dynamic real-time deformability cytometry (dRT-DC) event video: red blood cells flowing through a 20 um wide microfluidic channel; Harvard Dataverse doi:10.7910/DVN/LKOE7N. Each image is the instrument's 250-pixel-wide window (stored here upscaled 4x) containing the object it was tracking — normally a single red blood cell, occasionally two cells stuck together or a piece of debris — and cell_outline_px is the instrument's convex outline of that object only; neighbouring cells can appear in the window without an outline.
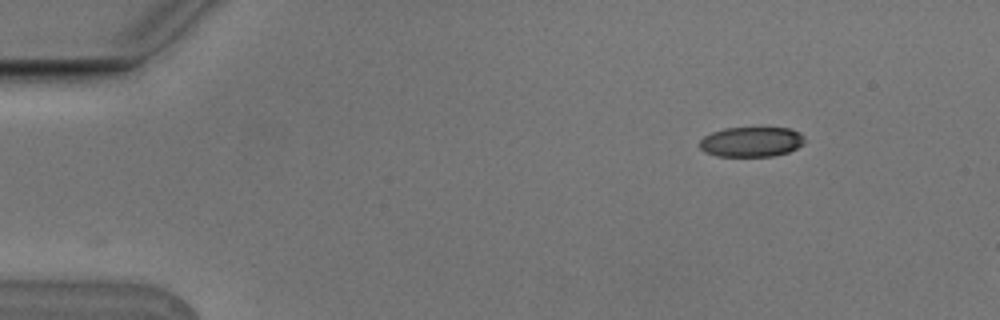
{"species": "Egyptian fruit bat (a non-hibernating species)", "species_latin": "Rousettus aegyptiacus", "temperature_condition": "cold", "stored_images_in_passage": 2, "camera_frame_rate_fps": 3000, "um_per_image_px": 0.085, "animal": {"sex": "male"}, "frame": {"image": 1, "passage_image": 2, "time_ms": 0.333, "image_size_px": [1000, 320], "cell_outline_px": [[804, 144], [788, 152], [772, 156], [716, 156], [704, 152], [700, 148], [700, 140], [704, 136], [712, 132], [724, 128], [792, 128], [800, 132], [804, 136]], "centroid_in_image_um": [63.87, 12.05], "position_along_channel_um": 21.1, "area_um2": 18.44}}